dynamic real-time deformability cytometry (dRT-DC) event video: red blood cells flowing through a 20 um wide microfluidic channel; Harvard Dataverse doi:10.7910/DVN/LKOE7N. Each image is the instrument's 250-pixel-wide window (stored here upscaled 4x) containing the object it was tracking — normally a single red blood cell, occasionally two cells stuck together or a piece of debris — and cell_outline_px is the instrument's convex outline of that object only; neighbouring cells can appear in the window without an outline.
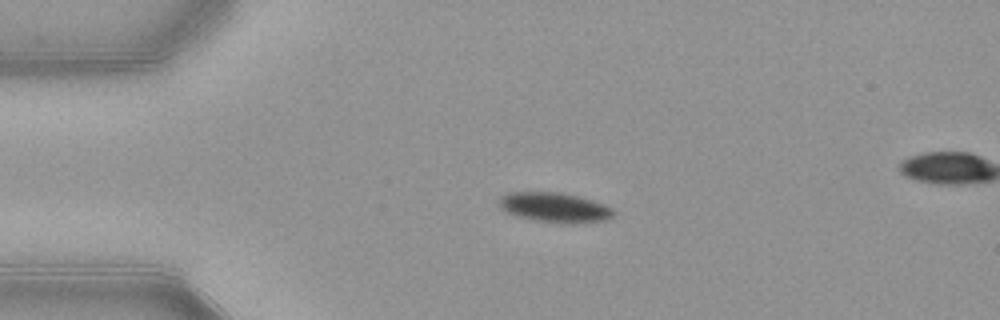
{"species": "common noctule bat (a hibernating species)", "species_latin": "Nyctalus noctula", "temperature_condition": "warm", "stored_images_in_passage": 43, "segment_of_instrument_passage": [1, 2], "camera_frame_rate_fps": 3000, "um_per_image_px": 0.085, "animal": {"sex": "female", "body_mass_g": 21.9}, "frame": {"image": 1, "passage_image": 1, "time_ms": 0.0, "image_size_px": [1000, 320], "cell_outline_px": [[616, 212], [612, 216], [604, 220], [572, 224], [564, 224], [536, 220], [520, 216], [508, 212], [500, 208], [500, 200], [508, 192], [560, 192], [592, 200], [604, 204], [612, 208]], "centroid_in_image_um": [47.19, 17.64], "position_along_channel_um": 37.8, "area_um2": 19.59}}
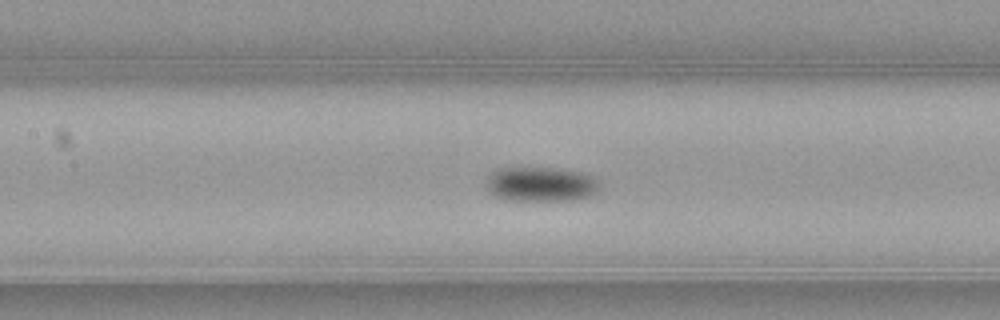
{"frame": {"image": 2, "passage_image": 13, "time_ms": 4.0, "image_size_px": [1000, 320], "cell_outline_px": [[600, 188], [592, 196], [576, 200], [508, 200], [496, 196], [484, 184], [484, 180], [496, 168], [552, 168], [580, 172], [592, 176], [600, 180]], "centroid_in_image_um": [46.0, 15.66], "position_along_channel_um": 161.4, "area_um2": 23.06}}
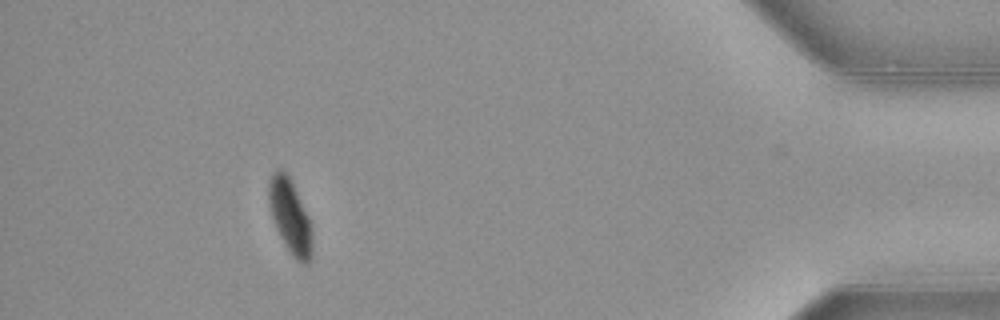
{"frame": {"image": 3, "passage_image": 37, "time_ms": 12.0, "image_size_px": [1000, 320], "cell_outline_px": [[312, 260], [308, 264], [304, 264], [296, 260], [292, 256], [284, 244], [276, 228], [272, 216], [268, 200], [268, 180], [272, 172], [276, 168], [280, 168], [292, 180], [308, 216], [312, 228]], "centroid_in_image_um": [24.66, 18.4], "position_along_channel_um": 410.5, "area_um2": 19.07}}